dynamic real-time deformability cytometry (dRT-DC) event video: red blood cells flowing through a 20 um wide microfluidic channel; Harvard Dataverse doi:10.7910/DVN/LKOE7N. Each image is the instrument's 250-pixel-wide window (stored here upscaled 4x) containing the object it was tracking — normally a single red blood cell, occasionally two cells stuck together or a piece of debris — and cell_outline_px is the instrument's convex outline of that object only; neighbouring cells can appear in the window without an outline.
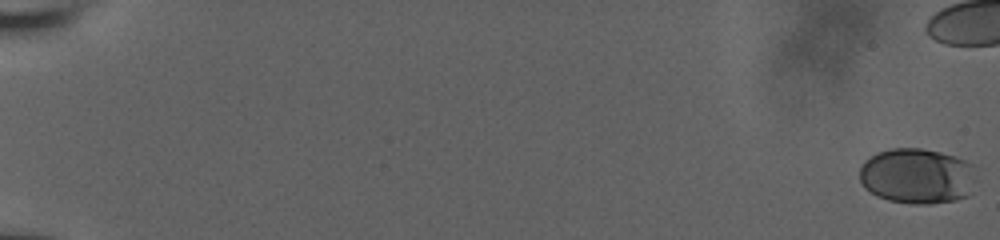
{"species": "human", "species_latin": "Homo sapiens", "temperature_condition": "room temperature", "stored_images_in_passage": 50, "camera_frame_rate_fps": 3000, "um_per_image_px": 0.085, "donor": {"sex": "male"}, "frame": {"image": 1, "passage_image": 1, "time_ms": 0.0, "image_size_px": [1000, 240], "cell_outline_px": [[972, 164], [968, 196], [956, 200], [928, 204], [912, 204], [888, 200], [876, 196], [864, 188], [860, 180], [860, 168], [864, 160], [876, 152], [892, 148], [920, 148], [940, 152], [956, 156]], "centroid_in_image_um": [77.86, 14.96], "position_along_channel_um": 7.1, "area_um2": 37.45}}
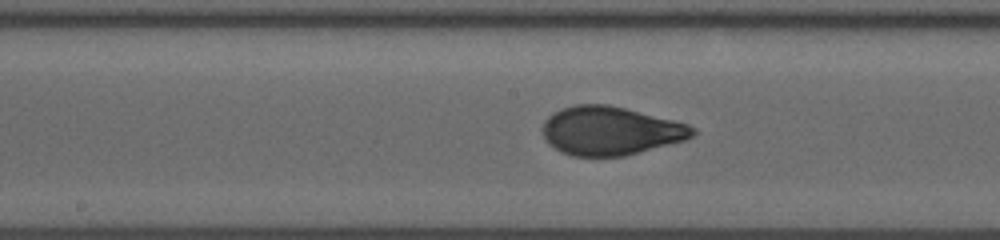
{"frame": {"image": 2, "passage_image": 34, "time_ms": 11.0, "image_size_px": [1000, 240], "cell_outline_px": [[696, 132], [692, 136], [684, 140], [624, 156], [572, 156], [560, 152], [548, 144], [544, 140], [544, 120], [552, 112], [560, 108], [576, 104], [608, 104], [688, 124], [696, 128]], "centroid_in_image_um": [51.84, 11.11], "position_along_channel_um": 196.4, "area_um2": 42.37}}
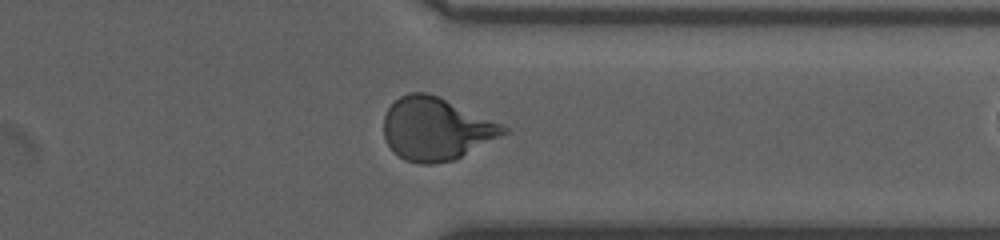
{"frame": {"image": 3, "passage_image": 48, "time_ms": 15.667, "image_size_px": [1000, 240], "cell_outline_px": [[512, 132], [456, 160], [432, 164], [420, 164], [404, 160], [388, 144], [384, 136], [384, 116], [388, 108], [400, 96], [408, 92], [428, 92], [500, 124], [508, 128]], "centroid_in_image_um": [37.09, 10.98], "position_along_channel_um": 374.3, "area_um2": 43.7}}